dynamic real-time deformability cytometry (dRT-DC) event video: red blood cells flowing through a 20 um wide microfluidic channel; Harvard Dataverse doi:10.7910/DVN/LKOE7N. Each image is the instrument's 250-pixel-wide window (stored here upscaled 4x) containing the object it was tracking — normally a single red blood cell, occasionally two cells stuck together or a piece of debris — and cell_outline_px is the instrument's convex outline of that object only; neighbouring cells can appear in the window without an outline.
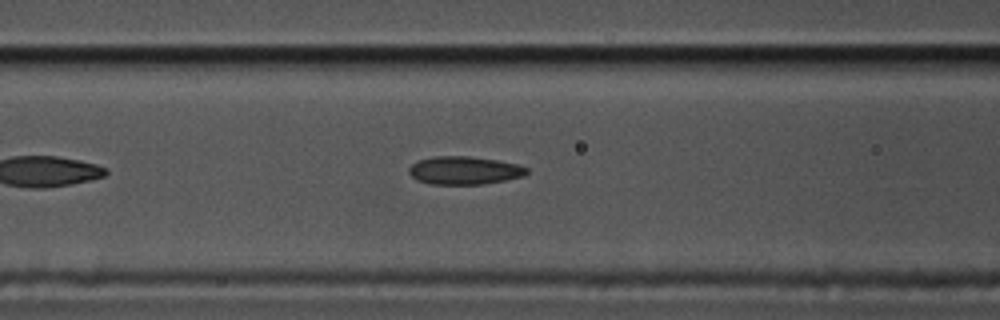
{"species": "common noctule bat (a hibernating species)", "species_latin": "Nyctalus noctula", "temperature_condition": "cold", "stored_images_in_passage": 40, "camera_frame_rate_fps": 3000, "um_per_image_px": 0.085, "animal": {"sex": "male", "body_mass_g": 17.5, "forearm_length_mm": 52.3}, "frame": {"image": 1, "passage_image": 11, "time_ms": 3.333, "image_size_px": [1000, 320], "cell_outline_px": [[528, 172], [524, 176], [484, 184], [432, 184], [416, 180], [408, 172], [408, 168], [412, 164], [420, 160], [436, 156], [468, 156], [496, 160], [516, 164], [528, 168]], "centroid_in_image_um": [39.46, 14.49], "position_along_channel_um": 127.1, "area_um2": 19.13}}
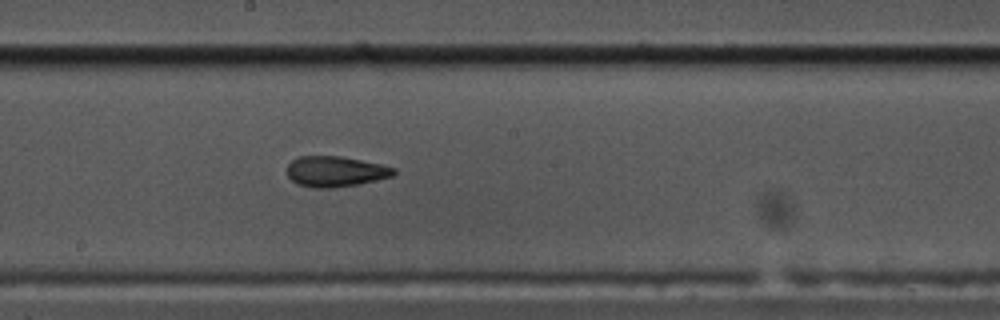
{"frame": {"image": 2, "passage_image": 19, "time_ms": 6.0, "image_size_px": [1000, 320], "cell_outline_px": [[396, 172], [392, 176], [360, 184], [332, 188], [312, 188], [300, 184], [292, 180], [288, 176], [288, 164], [292, 160], [300, 156], [340, 156], [380, 164], [396, 168]], "centroid_in_image_um": [28.52, 14.58], "position_along_channel_um": 219.7, "area_um2": 18.9}}
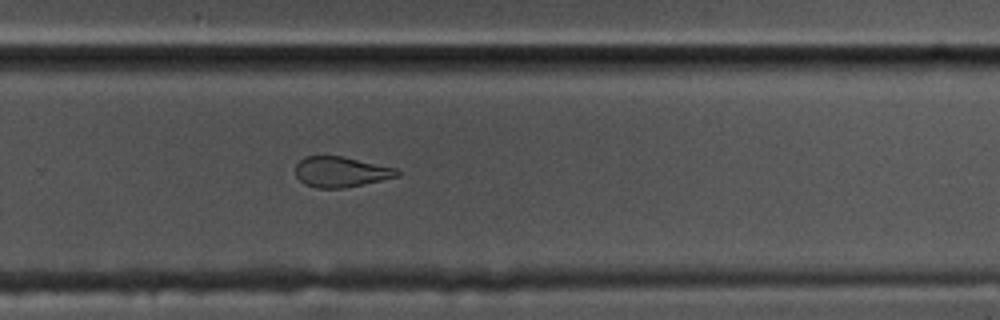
{"frame": {"image": 3, "passage_image": 26, "time_ms": 8.333, "image_size_px": [1000, 320], "cell_outline_px": [[400, 176], [364, 184], [344, 188], [316, 188], [304, 184], [296, 176], [296, 164], [304, 156], [344, 156], [396, 168], [400, 172]], "centroid_in_image_um": [28.98, 14.61], "position_along_channel_um": 300.8, "area_um2": 18.15}, "authors_computed_cell_mechanics": {"area_um2": 19.1029, "velocity_mm_per_s": 3.4847, "shape_relaxation_time_tau1_ms": 8.482, "shape_relaxation_time_tau2_ms": 2.4983, "deformation_change_tau1": 0.2077, "deformation_change_tau2": 0.0938}}